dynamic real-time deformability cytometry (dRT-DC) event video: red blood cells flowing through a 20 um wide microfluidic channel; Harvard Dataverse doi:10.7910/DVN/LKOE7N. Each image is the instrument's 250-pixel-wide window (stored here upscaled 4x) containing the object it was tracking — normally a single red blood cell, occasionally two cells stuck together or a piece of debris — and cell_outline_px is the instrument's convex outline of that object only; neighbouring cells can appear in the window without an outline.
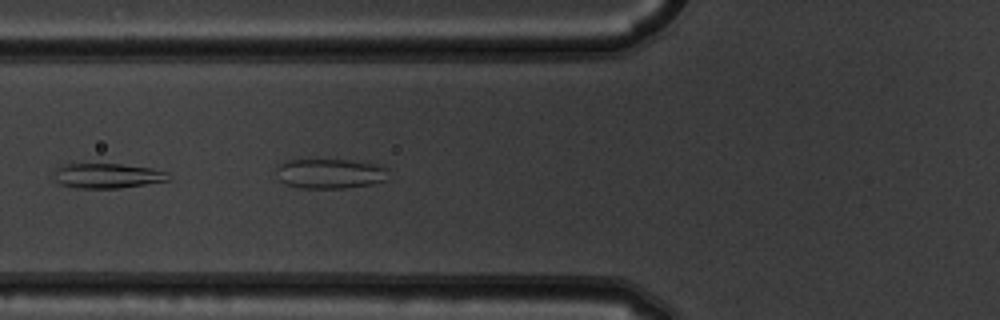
{"species": "common noctule bat (a hibernating species)", "species_latin": "Nyctalus noctula", "temperature_condition": "warm", "stored_images_in_passage": 7, "camera_frame_rate_fps": 3000, "um_per_image_px": 0.085, "animal": {"sex": "male", "body_mass_g": 19.5, "forearm_length_mm": 54.6}, "frame": {"image": 1, "passage_image": 3, "time_ms": 0.667, "image_size_px": [1000, 320], "cell_outline_px": [[172, 180], [120, 188], [76, 188], [60, 184], [56, 180], [56, 168], [68, 164], [120, 164], [152, 168], [168, 172], [172, 176]], "centroid_in_image_um": [9.22, 14.94], "position_along_channel_um": 116.6, "area_um2": 16.59}}